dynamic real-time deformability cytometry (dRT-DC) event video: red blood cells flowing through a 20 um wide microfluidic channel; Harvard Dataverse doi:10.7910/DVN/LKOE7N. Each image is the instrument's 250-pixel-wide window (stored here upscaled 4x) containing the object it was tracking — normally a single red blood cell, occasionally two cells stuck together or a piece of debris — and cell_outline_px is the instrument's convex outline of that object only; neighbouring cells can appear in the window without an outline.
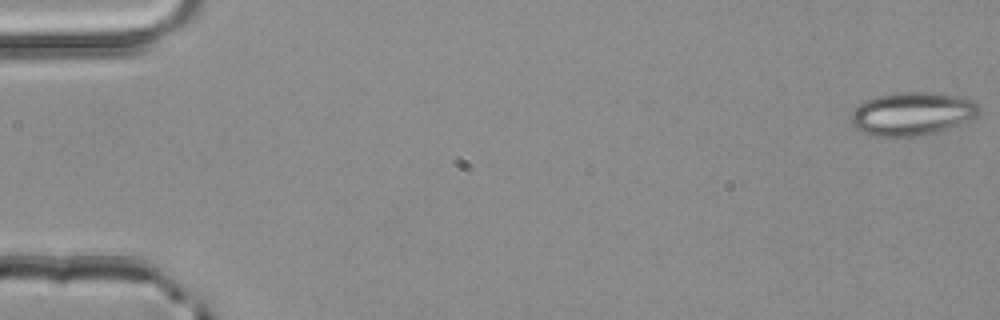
{"species": "common noctule bat (a hibernating species)", "species_latin": "Nyctalus noctula", "temperature_condition": "room temperature", "stored_images_in_passage": 48, "camera_frame_rate_fps": 3000, "um_per_image_px": 0.085, "animal": {"sex": "male", "body_mass_g": 20.4}, "frame": {"image": 1, "passage_image": 1, "time_ms": 0.0, "image_size_px": [1000, 320], "cell_outline_px": [[980, 108], [976, 116], [936, 132], [920, 136], [872, 136], [856, 128], [852, 124], [852, 112], [864, 100], [880, 96], [900, 92], [932, 92], [960, 96], [976, 100]], "centroid_in_image_um": [77.54, 9.65], "position_along_channel_um": 7.5, "area_um2": 31.91}}
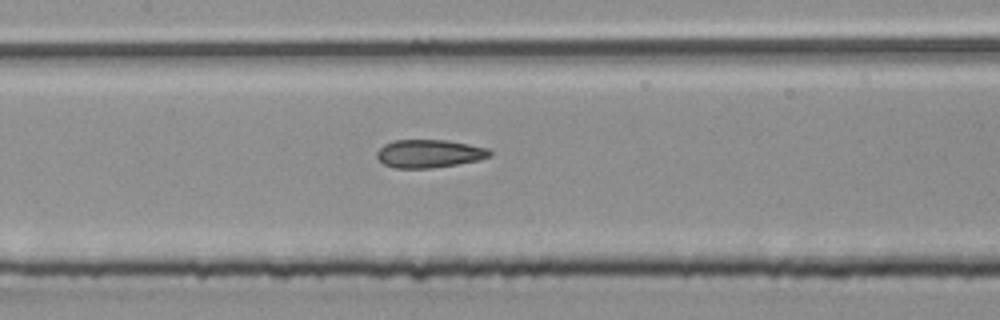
{"frame": {"image": 2, "passage_image": 25, "time_ms": 8.0, "image_size_px": [1000, 320], "cell_outline_px": [[492, 156], [480, 160], [432, 168], [396, 168], [384, 164], [376, 156], [376, 152], [384, 144], [396, 140], [448, 140], [488, 148], [492, 152]], "centroid_in_image_um": [36.51, 13.05], "position_along_channel_um": 170.9, "area_um2": 18.5}}
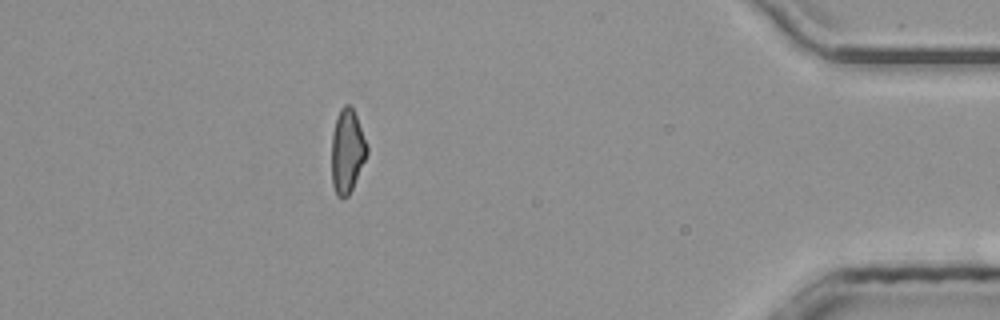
{"frame": {"image": 3, "passage_image": 46, "time_ms": 15.0, "image_size_px": [1000, 320], "cell_outline_px": [[368, 152], [352, 188], [348, 196], [344, 200], [340, 200], [336, 196], [332, 184], [332, 132], [340, 108], [344, 104], [348, 104], [352, 108], [356, 116], [368, 144]], "centroid_in_image_um": [29.5, 12.88], "position_along_channel_um": 405.7, "area_um2": 17.34}, "authors_computed_cell_mechanics": {"area_um2": 18.496, "velocity_mm_per_s": 4.0849, "shape_relaxation_time_tau1_ms": 9.5019, "shape_relaxation_time_tau2_ms": 2.5577, "deformation_change_tau1": 0.2071, "deformation_change_tau2": 0.1141}}